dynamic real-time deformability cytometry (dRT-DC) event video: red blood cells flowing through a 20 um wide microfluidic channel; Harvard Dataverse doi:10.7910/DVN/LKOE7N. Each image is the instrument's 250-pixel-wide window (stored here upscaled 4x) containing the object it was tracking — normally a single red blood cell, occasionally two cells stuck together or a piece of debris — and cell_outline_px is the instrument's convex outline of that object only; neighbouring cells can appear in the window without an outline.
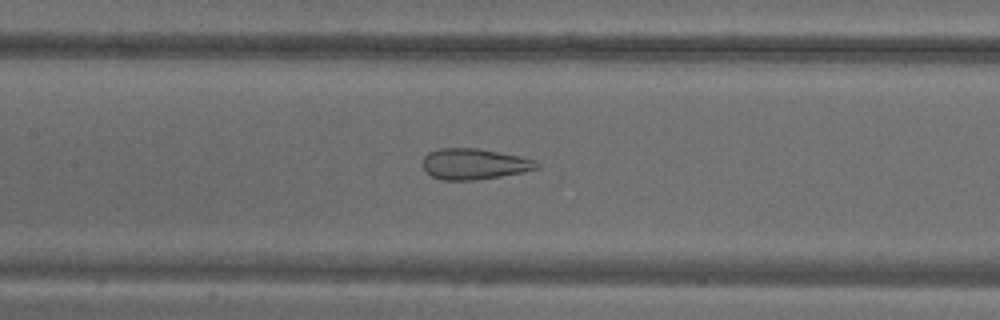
{"species": "common noctule bat (a hibernating species)", "species_latin": "Nyctalus noctula", "temperature_condition": "warm", "stored_images_in_passage": 43, "camera_frame_rate_fps": 3000, "um_per_image_px": 0.085, "animal": {"sex": "male", "body_mass_g": 18.8}, "frame": {"image": 1, "passage_image": 14, "time_ms": 4.333, "image_size_px": [1000, 320], "cell_outline_px": [[540, 164], [536, 168], [524, 172], [500, 176], [472, 180], [444, 180], [432, 176], [424, 172], [420, 164], [424, 156], [428, 152], [440, 148], [476, 148], [520, 156], [536, 160]], "centroid_in_image_um": [40.25, 13.93], "position_along_channel_um": 167.2, "area_um2": 20.63}}
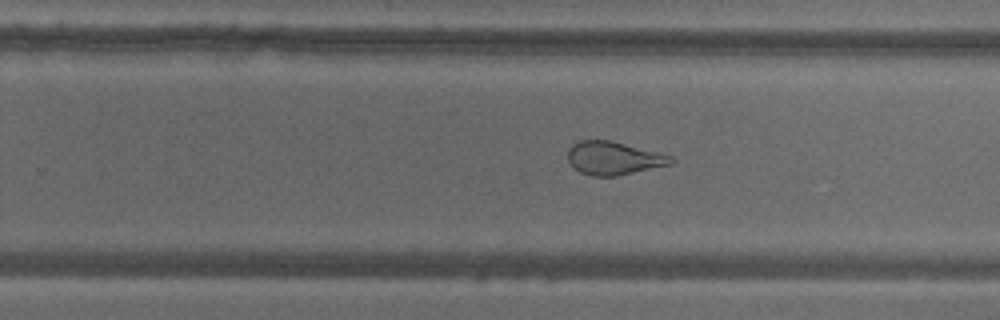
{"frame": {"image": 2, "passage_image": 23, "time_ms": 7.333, "image_size_px": [1000, 320], "cell_outline_px": [[676, 160], [672, 164], [616, 176], [592, 176], [580, 172], [568, 160], [568, 148], [572, 144], [580, 140], [608, 140], [672, 156]], "centroid_in_image_um": [52.15, 13.45], "position_along_channel_um": 277.6, "area_um2": 19.71}}
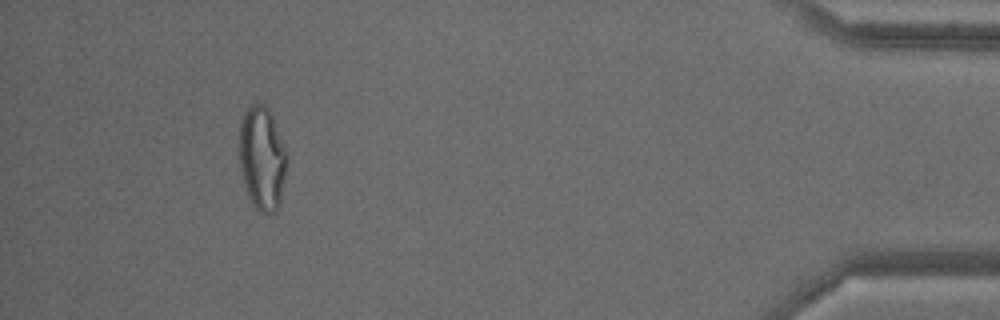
{"frame": {"image": 3, "passage_image": 39, "time_ms": 12.667, "image_size_px": [1000, 320], "cell_outline_px": [[288, 164], [280, 204], [276, 212], [268, 216], [260, 212], [252, 204], [244, 188], [240, 168], [240, 124], [244, 112], [252, 104], [264, 104], [268, 108], [272, 116], [288, 152]], "centroid_in_image_um": [22.31, 13.52], "position_along_channel_um": 412.9, "area_um2": 29.42}, "authors_computed_cell_mechanics": {"area_um2": 25.2008, "velocity_mm_per_s": 3.692, "shape_relaxation_time_tau1_ms": null, "shape_relaxation_time_tau2_ms": 0.9777, "deformation_change_tau1": null, "deformation_change_tau2": 0.0943}}